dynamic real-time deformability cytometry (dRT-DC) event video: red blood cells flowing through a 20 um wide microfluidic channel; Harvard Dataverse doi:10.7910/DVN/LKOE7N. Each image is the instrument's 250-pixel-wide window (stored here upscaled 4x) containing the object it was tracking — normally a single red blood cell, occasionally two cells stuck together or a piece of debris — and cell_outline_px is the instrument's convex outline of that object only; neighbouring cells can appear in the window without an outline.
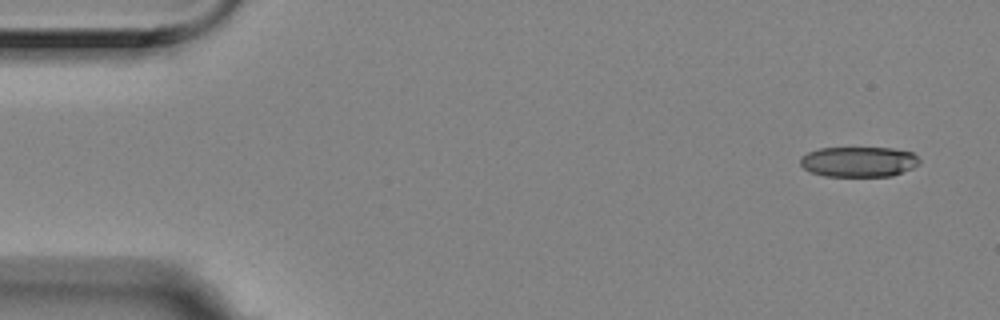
{"species": "Egyptian fruit bat (a non-hibernating species)", "species_latin": "Rousettus aegyptiacus", "temperature_condition": "room temperature", "stored_images_in_passage": 6, "camera_frame_rate_fps": 3000, "um_per_image_px": 0.085, "animal": {"sex": "female"}, "frame": {"image": 1, "passage_image": 1, "time_ms": 0.0, "image_size_px": [1000, 320], "cell_outline_px": [[920, 164], [912, 168], [892, 176], [824, 176], [812, 172], [804, 168], [800, 164], [800, 156], [808, 152], [820, 148], [892, 148], [912, 152], [920, 160]], "centroid_in_image_um": [72.99, 13.75], "position_along_channel_um": 12.0, "area_um2": 21.04}}
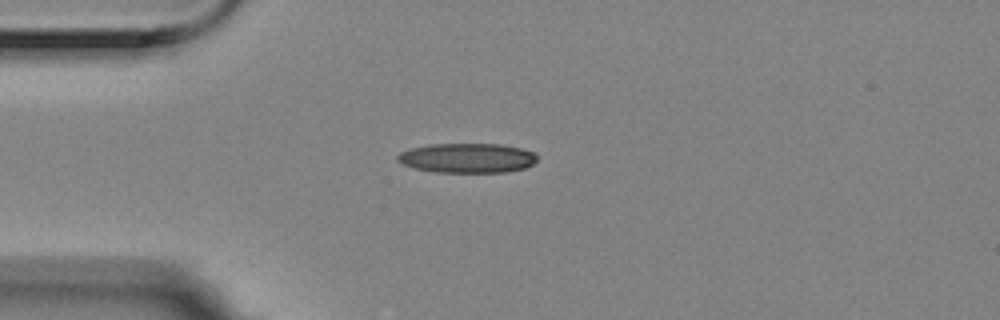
{"frame": {"image": 2, "passage_image": 4, "time_ms": 1.0, "image_size_px": [1000, 320], "cell_outline_px": [[536, 160], [532, 164], [524, 168], [504, 172], [436, 172], [416, 168], [404, 164], [396, 160], [396, 156], [400, 152], [412, 148], [428, 144], [500, 144], [520, 148], [536, 152]], "centroid_in_image_um": [39.71, 13.42], "position_along_channel_um": 45.3, "area_um2": 23.99}}